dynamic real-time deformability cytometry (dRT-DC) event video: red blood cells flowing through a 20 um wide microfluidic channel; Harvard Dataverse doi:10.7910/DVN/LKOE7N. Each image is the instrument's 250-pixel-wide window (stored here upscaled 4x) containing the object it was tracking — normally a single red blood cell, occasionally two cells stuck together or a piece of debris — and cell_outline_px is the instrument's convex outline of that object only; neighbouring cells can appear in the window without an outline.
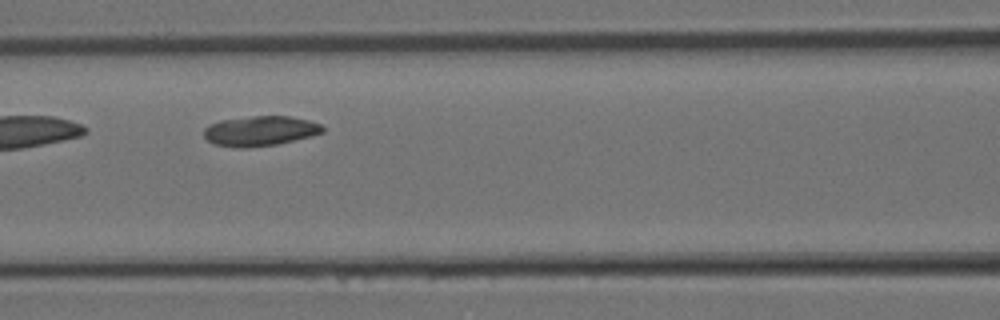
{"species": "Egyptian fruit bat (a non-hibernating species)", "species_latin": "Rousettus aegyptiacus", "temperature_condition": "room temperature", "stored_images_in_passage": 26, "camera_frame_rate_fps": 3000, "um_per_image_px": 0.085, "animal": {"sex": "female"}, "frame": {"image": 1, "passage_image": 8, "time_ms": 2.333, "image_size_px": [1000, 320], "cell_outline_px": [[324, 132], [312, 136], [276, 144], [248, 148], [236, 148], [216, 144], [208, 140], [204, 136], [204, 128], [220, 120], [252, 116], [292, 116], [308, 120], [320, 124], [324, 128]], "centroid_in_image_um": [22.13, 11.13], "position_along_channel_um": 144.5, "area_um2": 20.69}}
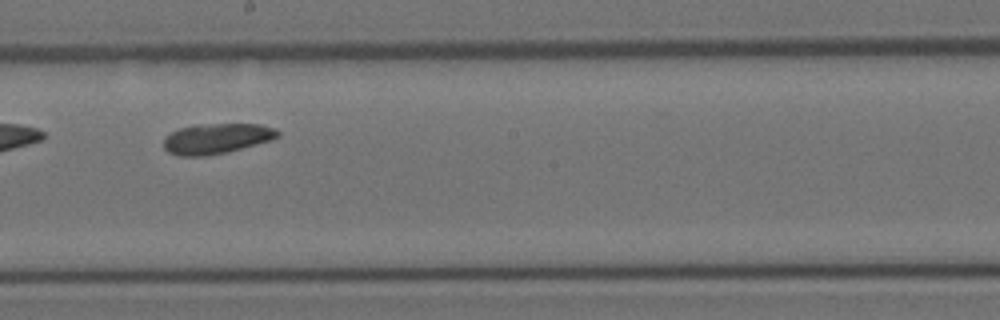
{"frame": {"image": 2, "passage_image": 12, "time_ms": 3.667, "image_size_px": [1000, 320], "cell_outline_px": [[280, 136], [272, 140], [228, 152], [208, 156], [176, 156], [168, 152], [164, 148], [164, 136], [180, 128], [208, 124], [260, 124], [276, 128], [280, 132]], "centroid_in_image_um": [18.44, 11.79], "position_along_channel_um": 229.8, "area_um2": 20.29}}
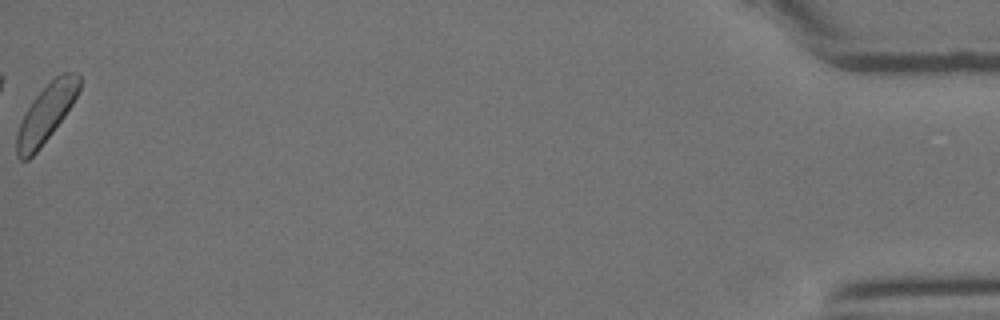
{"frame": {"image": 3, "passage_image": 26, "time_ms": 8.333, "image_size_px": [1000, 320], "cell_outline_px": [[80, 88], [72, 104], [64, 116], [40, 148], [28, 160], [20, 160], [16, 156], [16, 136], [24, 112], [32, 100], [56, 76], [64, 72], [80, 72]], "centroid_in_image_um": [3.91, 9.64], "position_along_channel_um": 431.3, "area_um2": 20.81}}